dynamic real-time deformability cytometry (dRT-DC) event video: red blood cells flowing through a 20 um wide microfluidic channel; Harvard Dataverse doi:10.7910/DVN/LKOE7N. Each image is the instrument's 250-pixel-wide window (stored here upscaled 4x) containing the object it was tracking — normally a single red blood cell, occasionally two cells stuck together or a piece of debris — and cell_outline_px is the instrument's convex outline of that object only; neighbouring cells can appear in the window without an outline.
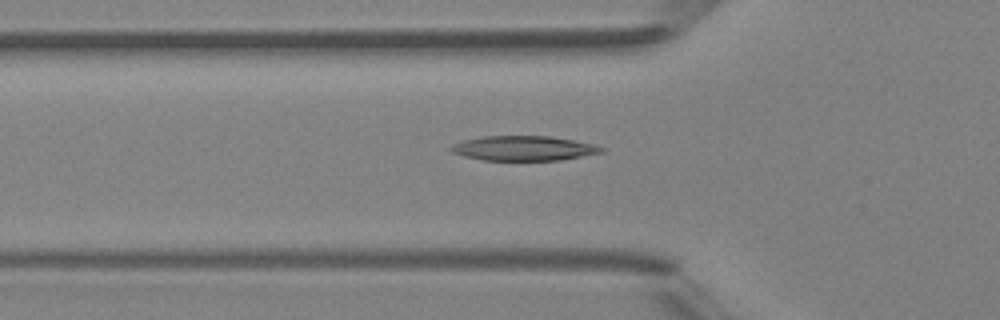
{"species": "Egyptian fruit bat (a non-hibernating species)", "species_latin": "Rousettus aegyptiacus", "temperature_condition": "room temperature", "stored_images_in_passage": 46, "camera_frame_rate_fps": 3000, "um_per_image_px": 0.085, "animal": {"sex": "female"}, "frame": {"image": 1, "passage_image": 14, "time_ms": 4.333, "image_size_px": [1000, 320], "cell_outline_px": [[604, 152], [560, 160], [484, 160], [464, 156], [452, 152], [448, 148], [452, 144], [464, 140], [484, 136], [548, 136], [572, 140], [592, 144], [604, 148]], "centroid_in_image_um": [44.48, 12.6], "position_along_channel_um": 81.3, "area_um2": 21.5}}
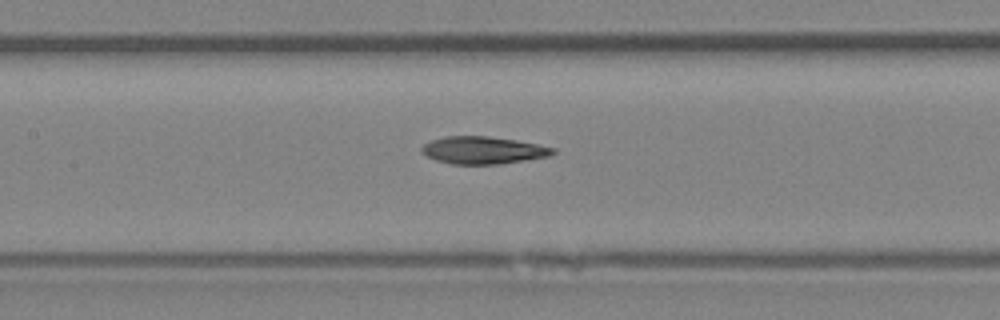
{"frame": {"image": 2, "passage_image": 20, "time_ms": 6.333, "image_size_px": [1000, 320], "cell_outline_px": [[556, 152], [552, 156], [500, 164], [452, 164], [436, 160], [428, 156], [420, 148], [424, 144], [432, 140], [444, 136], [488, 136], [516, 140], [556, 148]], "centroid_in_image_um": [41.11, 12.77], "position_along_channel_um": 166.3, "area_um2": 20.92}}
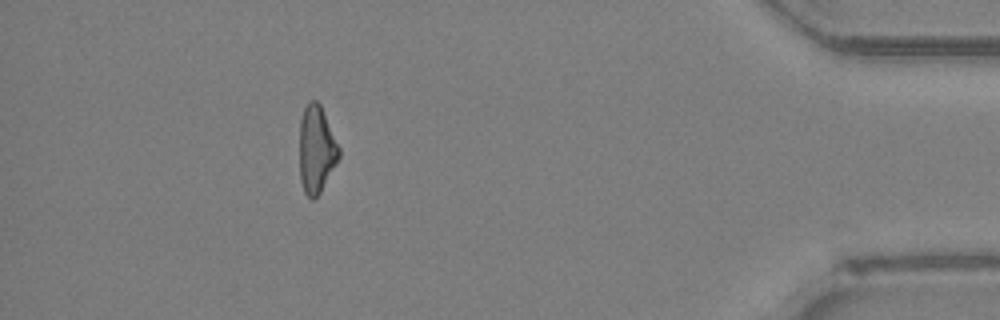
{"frame": {"image": 3, "passage_image": 41, "time_ms": 13.333, "image_size_px": [1000, 320], "cell_outline_px": [[340, 156], [336, 164], [320, 192], [312, 200], [304, 192], [300, 180], [300, 120], [304, 108], [308, 100], [316, 100], [320, 104], [340, 148]], "centroid_in_image_um": [26.89, 12.68], "position_along_channel_um": 408.3, "area_um2": 20.0}}